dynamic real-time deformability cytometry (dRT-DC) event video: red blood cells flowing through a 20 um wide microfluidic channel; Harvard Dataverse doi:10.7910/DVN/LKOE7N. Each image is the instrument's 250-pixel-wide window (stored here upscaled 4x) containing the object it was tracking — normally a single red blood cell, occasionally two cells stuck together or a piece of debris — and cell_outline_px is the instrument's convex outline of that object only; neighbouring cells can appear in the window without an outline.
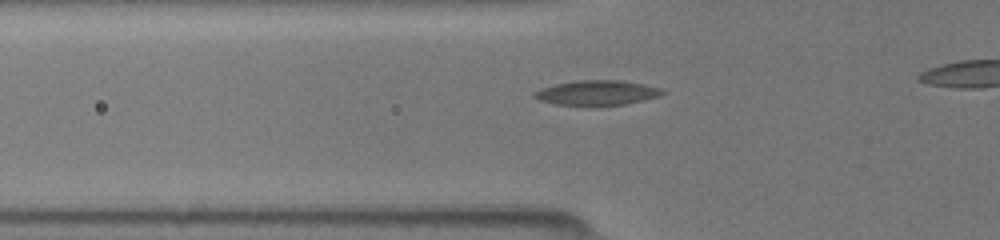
{"species": "common noctule bat (a hibernating species)", "species_latin": "Nyctalus noctula", "temperature_condition": "room temperature", "stored_images_in_passage": 38, "camera_frame_rate_fps": 3000, "um_per_image_px": 0.085, "animal": {"sex": "female", "body_mass_g": 19.5, "forearm_length_mm": 54.1}, "frame": {"image": 1, "passage_image": 12, "time_ms": 3.667, "image_size_px": [1000, 240], "cell_outline_px": [[664, 92], [660, 96], [644, 100], [624, 104], [556, 104], [540, 100], [532, 96], [532, 92], [540, 88], [556, 84], [576, 80], [620, 80], [644, 84], [660, 88]], "centroid_in_image_um": [50.72, 7.86], "position_along_channel_um": 75.1, "area_um2": 18.15}}
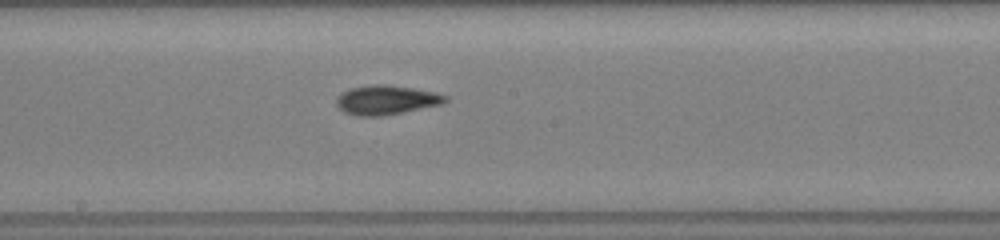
{"frame": {"image": 2, "passage_image": 22, "time_ms": 7.0, "image_size_px": [1000, 240], "cell_outline_px": [[448, 100], [440, 104], [380, 116], [356, 116], [344, 112], [336, 104], [336, 100], [344, 92], [352, 88], [376, 84], [388, 84], [436, 92], [448, 96]], "centroid_in_image_um": [32.84, 8.49], "position_along_channel_um": 215.4, "area_um2": 18.21}}
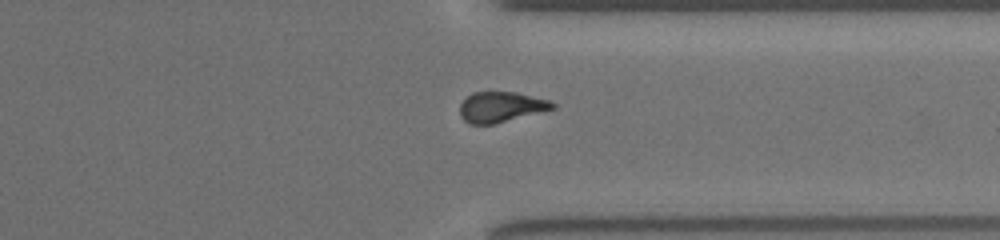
{"frame": {"image": 3, "passage_image": 33, "time_ms": 10.667, "image_size_px": [1000, 240], "cell_outline_px": [[556, 108], [492, 124], [468, 124], [460, 116], [460, 104], [472, 92], [516, 92], [548, 100], [556, 104]], "centroid_in_image_um": [42.56, 9.09], "position_along_channel_um": 368.8, "area_um2": 16.24}}